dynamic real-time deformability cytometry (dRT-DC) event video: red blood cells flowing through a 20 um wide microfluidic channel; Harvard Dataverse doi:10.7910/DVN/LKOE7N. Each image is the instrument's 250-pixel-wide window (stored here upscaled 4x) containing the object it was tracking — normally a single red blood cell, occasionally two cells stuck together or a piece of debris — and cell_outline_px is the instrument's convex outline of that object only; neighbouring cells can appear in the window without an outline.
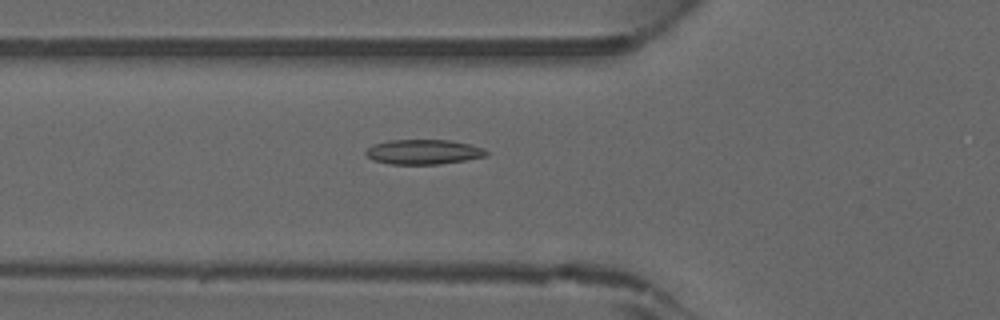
{"species": "common noctule bat (a hibernating species)", "species_latin": "Nyctalus noctula", "temperature_condition": "warm", "stored_images_in_passage": 33, "camera_frame_rate_fps": 3000, "um_per_image_px": 0.085, "animal": {"sex": "male", "forearm_length_mm": 52.5}, "frame": {"image": 1, "passage_image": 4, "time_ms": 1.0, "image_size_px": [1000, 320], "cell_outline_px": [[488, 152], [484, 156], [464, 160], [440, 164], [388, 164], [372, 160], [364, 152], [372, 144], [388, 140], [448, 140], [468, 144], [484, 148]], "centroid_in_image_um": [35.93, 12.91], "position_along_channel_um": 89.9, "area_um2": 17.34}}
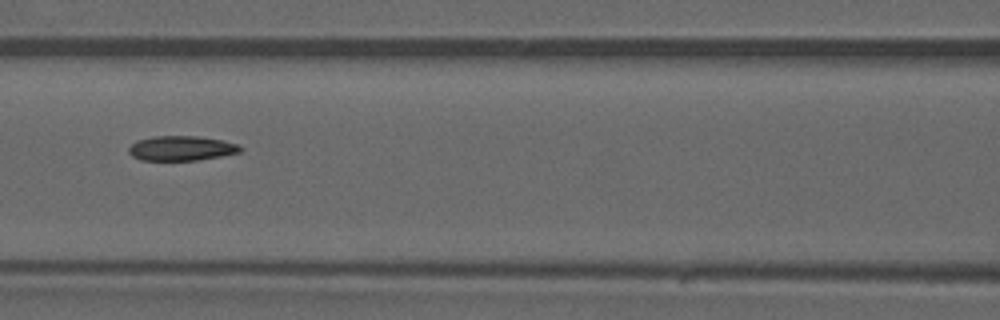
{"frame": {"image": 2, "passage_image": 8, "time_ms": 2.333, "image_size_px": [1000, 320], "cell_outline_px": [[244, 148], [240, 152], [220, 156], [196, 160], [140, 160], [132, 156], [128, 152], [128, 148], [136, 140], [152, 136], [196, 136], [224, 140], [236, 144]], "centroid_in_image_um": [15.39, 12.59], "position_along_channel_um": 151.2, "area_um2": 16.13}}
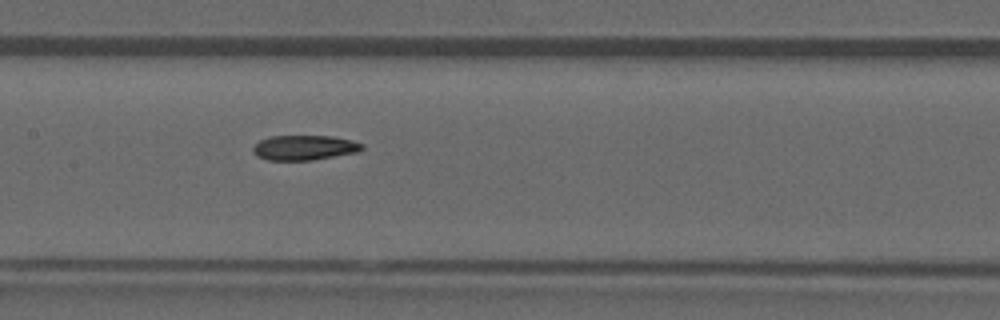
{"frame": {"image": 3, "passage_image": 10, "time_ms": 3.0, "image_size_px": [1000, 320], "cell_outline_px": [[364, 148], [356, 152], [312, 160], [268, 160], [256, 156], [252, 152], [252, 148], [260, 140], [268, 136], [332, 136], [352, 140], [364, 144]], "centroid_in_image_um": [25.84, 12.54], "position_along_channel_um": 181.6, "area_um2": 15.84}}